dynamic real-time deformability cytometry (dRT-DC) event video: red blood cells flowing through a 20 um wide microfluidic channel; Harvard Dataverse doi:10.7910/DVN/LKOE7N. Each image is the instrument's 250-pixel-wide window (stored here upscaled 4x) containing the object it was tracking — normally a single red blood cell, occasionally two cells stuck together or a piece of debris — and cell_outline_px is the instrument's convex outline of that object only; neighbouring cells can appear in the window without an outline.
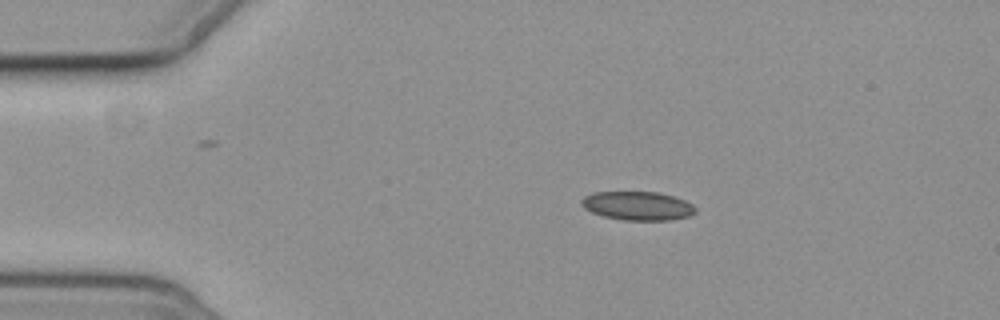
{"species": "common noctule bat (a hibernating species)", "species_latin": "Nyctalus noctula", "temperature_condition": "cold", "stored_images_in_passage": 14, "camera_frame_rate_fps": 3000, "um_per_image_px": 0.085, "animal": {"sex": "female", "body_mass_g": 19.3, "forearm_length_mm": 54.1}, "frame": {"image": 1, "passage_image": 2, "time_ms": 2.0, "image_size_px": [1000, 320], "cell_outline_px": [[696, 212], [688, 216], [668, 220], [624, 220], [604, 216], [592, 212], [584, 208], [580, 204], [580, 200], [584, 196], [592, 192], [660, 192], [684, 200], [692, 204], [696, 208]], "centroid_in_image_um": [54.17, 17.49], "position_along_channel_um": 30.8, "area_um2": 19.07}}
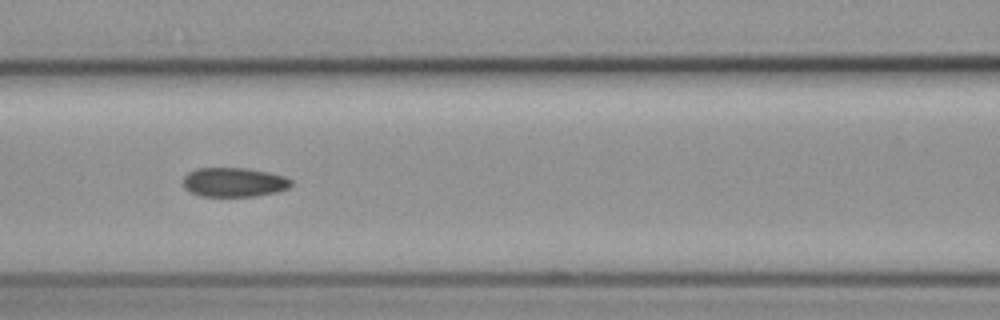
{"frame": {"image": 2, "passage_image": 6, "time_ms": 6.667, "image_size_px": [1000, 320], "cell_outline_px": [[292, 184], [288, 188], [276, 192], [256, 196], [200, 196], [184, 188], [184, 176], [188, 172], [196, 168], [248, 168], [268, 172], [284, 176], [292, 180]], "centroid_in_image_um": [19.89, 15.48], "position_along_channel_um": 146.7, "area_um2": 18.44}}
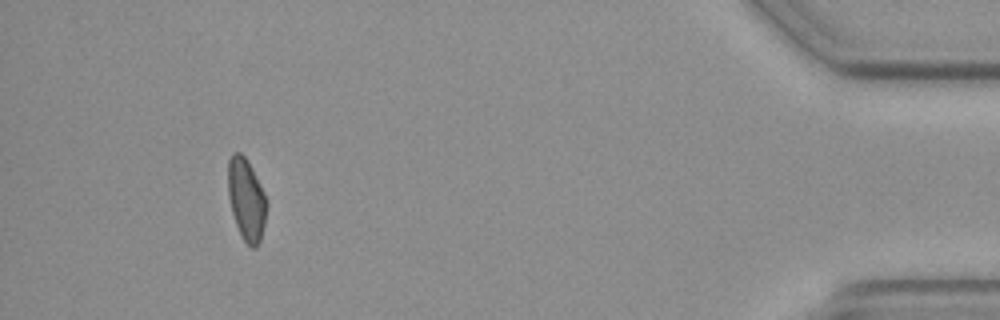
{"frame": {"image": 3, "passage_image": 13, "time_ms": 16.0, "image_size_px": [1000, 320], "cell_outline_px": [[268, 204], [264, 224], [260, 240], [256, 248], [252, 248], [240, 236], [232, 212], [228, 196], [228, 160], [232, 152], [240, 152], [248, 160], [268, 200]], "centroid_in_image_um": [20.94, 16.94], "position_along_channel_um": 414.3, "area_um2": 18.61}, "authors_computed_cell_mechanics": {"area_um2": 18.6116, "velocity_mm_per_s": 3.6163, "shape_relaxation_time_tau1_ms": 4.4584, "shape_relaxation_time_tau2_ms": null, "deformation_change_tau1": 0.0627, "deformation_change_tau2": null}}